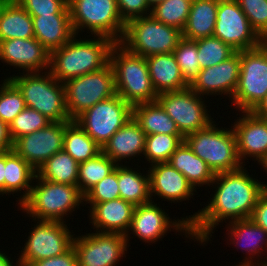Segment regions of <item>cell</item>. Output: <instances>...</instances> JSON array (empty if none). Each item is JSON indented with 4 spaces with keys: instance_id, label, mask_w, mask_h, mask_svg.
<instances>
[{
    "instance_id": "30bf717a",
    "label": "cell",
    "mask_w": 267,
    "mask_h": 266,
    "mask_svg": "<svg viewBox=\"0 0 267 266\" xmlns=\"http://www.w3.org/2000/svg\"><path fill=\"white\" fill-rule=\"evenodd\" d=\"M267 95V41L240 51V75L232 97L236 109L252 111Z\"/></svg>"
},
{
    "instance_id": "52a82bcc",
    "label": "cell",
    "mask_w": 267,
    "mask_h": 266,
    "mask_svg": "<svg viewBox=\"0 0 267 266\" xmlns=\"http://www.w3.org/2000/svg\"><path fill=\"white\" fill-rule=\"evenodd\" d=\"M181 39V30L148 15L127 21L119 43L131 53L148 57L172 53Z\"/></svg>"
},
{
    "instance_id": "ee69618b",
    "label": "cell",
    "mask_w": 267,
    "mask_h": 266,
    "mask_svg": "<svg viewBox=\"0 0 267 266\" xmlns=\"http://www.w3.org/2000/svg\"><path fill=\"white\" fill-rule=\"evenodd\" d=\"M30 16L70 14L68 0H16Z\"/></svg>"
},
{
    "instance_id": "b9f144b4",
    "label": "cell",
    "mask_w": 267,
    "mask_h": 266,
    "mask_svg": "<svg viewBox=\"0 0 267 266\" xmlns=\"http://www.w3.org/2000/svg\"><path fill=\"white\" fill-rule=\"evenodd\" d=\"M251 27L267 41V0H236Z\"/></svg>"
},
{
    "instance_id": "277c9868",
    "label": "cell",
    "mask_w": 267,
    "mask_h": 266,
    "mask_svg": "<svg viewBox=\"0 0 267 266\" xmlns=\"http://www.w3.org/2000/svg\"><path fill=\"white\" fill-rule=\"evenodd\" d=\"M34 180L37 185H32L29 196L19 206L35 221L66 222L63 218L84 204V195L77 186L54 183L37 174Z\"/></svg>"
},
{
    "instance_id": "d4e9b609",
    "label": "cell",
    "mask_w": 267,
    "mask_h": 266,
    "mask_svg": "<svg viewBox=\"0 0 267 266\" xmlns=\"http://www.w3.org/2000/svg\"><path fill=\"white\" fill-rule=\"evenodd\" d=\"M145 59L148 63L153 88L157 94L189 88L173 53L155 54Z\"/></svg>"
},
{
    "instance_id": "cb8c5ba5",
    "label": "cell",
    "mask_w": 267,
    "mask_h": 266,
    "mask_svg": "<svg viewBox=\"0 0 267 266\" xmlns=\"http://www.w3.org/2000/svg\"><path fill=\"white\" fill-rule=\"evenodd\" d=\"M34 38L50 53L61 48L74 36L70 14H50L31 16Z\"/></svg>"
},
{
    "instance_id": "d590c367",
    "label": "cell",
    "mask_w": 267,
    "mask_h": 266,
    "mask_svg": "<svg viewBox=\"0 0 267 266\" xmlns=\"http://www.w3.org/2000/svg\"><path fill=\"white\" fill-rule=\"evenodd\" d=\"M193 0H164L151 8L150 15L168 26L183 31Z\"/></svg>"
},
{
    "instance_id": "11a10c76",
    "label": "cell",
    "mask_w": 267,
    "mask_h": 266,
    "mask_svg": "<svg viewBox=\"0 0 267 266\" xmlns=\"http://www.w3.org/2000/svg\"><path fill=\"white\" fill-rule=\"evenodd\" d=\"M10 0H0V15L3 11L4 6L9 2Z\"/></svg>"
},
{
    "instance_id": "1f68e13d",
    "label": "cell",
    "mask_w": 267,
    "mask_h": 266,
    "mask_svg": "<svg viewBox=\"0 0 267 266\" xmlns=\"http://www.w3.org/2000/svg\"><path fill=\"white\" fill-rule=\"evenodd\" d=\"M139 170H133L129 166L118 165V188L120 198L133 204L134 206H139L141 204L148 203L152 201L150 195V184L148 173L142 175L143 173H138Z\"/></svg>"
},
{
    "instance_id": "e575fe53",
    "label": "cell",
    "mask_w": 267,
    "mask_h": 266,
    "mask_svg": "<svg viewBox=\"0 0 267 266\" xmlns=\"http://www.w3.org/2000/svg\"><path fill=\"white\" fill-rule=\"evenodd\" d=\"M117 164L103 152L79 164L77 187L85 195L95 184L112 173Z\"/></svg>"
},
{
    "instance_id": "83f0119b",
    "label": "cell",
    "mask_w": 267,
    "mask_h": 266,
    "mask_svg": "<svg viewBox=\"0 0 267 266\" xmlns=\"http://www.w3.org/2000/svg\"><path fill=\"white\" fill-rule=\"evenodd\" d=\"M37 171L12 149L5 151L4 194L20 191L19 205L29 196Z\"/></svg>"
},
{
    "instance_id": "6da1fadb",
    "label": "cell",
    "mask_w": 267,
    "mask_h": 266,
    "mask_svg": "<svg viewBox=\"0 0 267 266\" xmlns=\"http://www.w3.org/2000/svg\"><path fill=\"white\" fill-rule=\"evenodd\" d=\"M243 168L244 166L238 170L215 174L210 185L215 184L216 190L210 203L191 217L189 215L185 218L189 223L192 240L195 237L199 243L208 242L214 228L223 223V220L225 222L226 219H231L232 222L251 218L258 199L265 190L264 182L250 177L246 168Z\"/></svg>"
},
{
    "instance_id": "7a4b0ae2",
    "label": "cell",
    "mask_w": 267,
    "mask_h": 266,
    "mask_svg": "<svg viewBox=\"0 0 267 266\" xmlns=\"http://www.w3.org/2000/svg\"><path fill=\"white\" fill-rule=\"evenodd\" d=\"M75 35L61 48L50 53L51 75L61 83L104 68L110 62V52L116 43L104 36L76 39Z\"/></svg>"
},
{
    "instance_id": "ab89813d",
    "label": "cell",
    "mask_w": 267,
    "mask_h": 266,
    "mask_svg": "<svg viewBox=\"0 0 267 266\" xmlns=\"http://www.w3.org/2000/svg\"><path fill=\"white\" fill-rule=\"evenodd\" d=\"M0 87V118L9 126L26 107L19 89L8 79Z\"/></svg>"
},
{
    "instance_id": "5bb4252c",
    "label": "cell",
    "mask_w": 267,
    "mask_h": 266,
    "mask_svg": "<svg viewBox=\"0 0 267 266\" xmlns=\"http://www.w3.org/2000/svg\"><path fill=\"white\" fill-rule=\"evenodd\" d=\"M214 37L236 52L260 46L264 40L251 27L236 0H218Z\"/></svg>"
},
{
    "instance_id": "bcb514c9",
    "label": "cell",
    "mask_w": 267,
    "mask_h": 266,
    "mask_svg": "<svg viewBox=\"0 0 267 266\" xmlns=\"http://www.w3.org/2000/svg\"><path fill=\"white\" fill-rule=\"evenodd\" d=\"M30 266H78L77 253L72 246L62 255L38 260Z\"/></svg>"
},
{
    "instance_id": "7c38bea8",
    "label": "cell",
    "mask_w": 267,
    "mask_h": 266,
    "mask_svg": "<svg viewBox=\"0 0 267 266\" xmlns=\"http://www.w3.org/2000/svg\"><path fill=\"white\" fill-rule=\"evenodd\" d=\"M65 222L41 221L34 225L16 261L23 266L62 255L73 246L74 234Z\"/></svg>"
},
{
    "instance_id": "9a60e30c",
    "label": "cell",
    "mask_w": 267,
    "mask_h": 266,
    "mask_svg": "<svg viewBox=\"0 0 267 266\" xmlns=\"http://www.w3.org/2000/svg\"><path fill=\"white\" fill-rule=\"evenodd\" d=\"M78 266H116L127 251L126 235L97 232L74 237Z\"/></svg>"
},
{
    "instance_id": "f907efd6",
    "label": "cell",
    "mask_w": 267,
    "mask_h": 266,
    "mask_svg": "<svg viewBox=\"0 0 267 266\" xmlns=\"http://www.w3.org/2000/svg\"><path fill=\"white\" fill-rule=\"evenodd\" d=\"M5 151L0 152V195H4Z\"/></svg>"
},
{
    "instance_id": "f546056e",
    "label": "cell",
    "mask_w": 267,
    "mask_h": 266,
    "mask_svg": "<svg viewBox=\"0 0 267 266\" xmlns=\"http://www.w3.org/2000/svg\"><path fill=\"white\" fill-rule=\"evenodd\" d=\"M133 118L139 123L146 135L161 133L182 135L176 123L157 100L134 105Z\"/></svg>"
},
{
    "instance_id": "7402d4cb",
    "label": "cell",
    "mask_w": 267,
    "mask_h": 266,
    "mask_svg": "<svg viewBox=\"0 0 267 266\" xmlns=\"http://www.w3.org/2000/svg\"><path fill=\"white\" fill-rule=\"evenodd\" d=\"M89 218L97 232L122 233L126 235L127 244L135 206L118 198L102 203H90ZM100 228V229H99Z\"/></svg>"
},
{
    "instance_id": "4316f807",
    "label": "cell",
    "mask_w": 267,
    "mask_h": 266,
    "mask_svg": "<svg viewBox=\"0 0 267 266\" xmlns=\"http://www.w3.org/2000/svg\"><path fill=\"white\" fill-rule=\"evenodd\" d=\"M168 163L182 173L195 189L203 185L210 186L214 180L213 171L193 153L185 141L173 152Z\"/></svg>"
},
{
    "instance_id": "9c48e42d",
    "label": "cell",
    "mask_w": 267,
    "mask_h": 266,
    "mask_svg": "<svg viewBox=\"0 0 267 266\" xmlns=\"http://www.w3.org/2000/svg\"><path fill=\"white\" fill-rule=\"evenodd\" d=\"M64 87L66 109L71 120L100 101L117 94L110 62L97 71L67 80Z\"/></svg>"
},
{
    "instance_id": "8fae6325",
    "label": "cell",
    "mask_w": 267,
    "mask_h": 266,
    "mask_svg": "<svg viewBox=\"0 0 267 266\" xmlns=\"http://www.w3.org/2000/svg\"><path fill=\"white\" fill-rule=\"evenodd\" d=\"M132 117L133 107L116 94L85 110L74 121L103 148Z\"/></svg>"
},
{
    "instance_id": "74e56055",
    "label": "cell",
    "mask_w": 267,
    "mask_h": 266,
    "mask_svg": "<svg viewBox=\"0 0 267 266\" xmlns=\"http://www.w3.org/2000/svg\"><path fill=\"white\" fill-rule=\"evenodd\" d=\"M172 53L179 65L182 77L190 86L201 70L198 61L197 40L182 38Z\"/></svg>"
},
{
    "instance_id": "ac0fdd59",
    "label": "cell",
    "mask_w": 267,
    "mask_h": 266,
    "mask_svg": "<svg viewBox=\"0 0 267 266\" xmlns=\"http://www.w3.org/2000/svg\"><path fill=\"white\" fill-rule=\"evenodd\" d=\"M240 75V52L219 64L201 69L197 78L189 86L200 96L229 95L232 97L238 85Z\"/></svg>"
},
{
    "instance_id": "e0dca14e",
    "label": "cell",
    "mask_w": 267,
    "mask_h": 266,
    "mask_svg": "<svg viewBox=\"0 0 267 266\" xmlns=\"http://www.w3.org/2000/svg\"><path fill=\"white\" fill-rule=\"evenodd\" d=\"M181 219L171 220L168 214L157 206V203L150 201L135 206L129 232L131 230L134 236L149 244L160 240L168 230L171 231V228L178 232L183 230L185 237L188 238L190 237L189 223L184 217Z\"/></svg>"
},
{
    "instance_id": "f1b7e54d",
    "label": "cell",
    "mask_w": 267,
    "mask_h": 266,
    "mask_svg": "<svg viewBox=\"0 0 267 266\" xmlns=\"http://www.w3.org/2000/svg\"><path fill=\"white\" fill-rule=\"evenodd\" d=\"M218 0H193L182 38L197 40L213 36Z\"/></svg>"
},
{
    "instance_id": "484cf974",
    "label": "cell",
    "mask_w": 267,
    "mask_h": 266,
    "mask_svg": "<svg viewBox=\"0 0 267 266\" xmlns=\"http://www.w3.org/2000/svg\"><path fill=\"white\" fill-rule=\"evenodd\" d=\"M229 223V227H227L230 229L229 233L227 232V236L231 235L229 241L231 239V244L240 246L249 256V258L245 257L244 261L240 263L256 265L252 258L254 259L256 254H258L257 256H262L261 253L264 249V252L267 251V231L257 225L251 218L235 220Z\"/></svg>"
},
{
    "instance_id": "f35d334b",
    "label": "cell",
    "mask_w": 267,
    "mask_h": 266,
    "mask_svg": "<svg viewBox=\"0 0 267 266\" xmlns=\"http://www.w3.org/2000/svg\"><path fill=\"white\" fill-rule=\"evenodd\" d=\"M197 50L201 69L219 64L236 52L229 45L214 36L197 39Z\"/></svg>"
},
{
    "instance_id": "2e32d148",
    "label": "cell",
    "mask_w": 267,
    "mask_h": 266,
    "mask_svg": "<svg viewBox=\"0 0 267 266\" xmlns=\"http://www.w3.org/2000/svg\"><path fill=\"white\" fill-rule=\"evenodd\" d=\"M64 133L65 122H51L14 140L12 150L38 171L45 161L63 150Z\"/></svg>"
},
{
    "instance_id": "c3c4849f",
    "label": "cell",
    "mask_w": 267,
    "mask_h": 266,
    "mask_svg": "<svg viewBox=\"0 0 267 266\" xmlns=\"http://www.w3.org/2000/svg\"><path fill=\"white\" fill-rule=\"evenodd\" d=\"M13 141L9 134V126L0 118V152L12 149Z\"/></svg>"
},
{
    "instance_id": "816d5d0a",
    "label": "cell",
    "mask_w": 267,
    "mask_h": 266,
    "mask_svg": "<svg viewBox=\"0 0 267 266\" xmlns=\"http://www.w3.org/2000/svg\"><path fill=\"white\" fill-rule=\"evenodd\" d=\"M13 261L14 260L11 261V258L8 257V255L0 251V266H15L17 262L14 263Z\"/></svg>"
},
{
    "instance_id": "4fadbf2b",
    "label": "cell",
    "mask_w": 267,
    "mask_h": 266,
    "mask_svg": "<svg viewBox=\"0 0 267 266\" xmlns=\"http://www.w3.org/2000/svg\"><path fill=\"white\" fill-rule=\"evenodd\" d=\"M202 97L189 87L181 91L160 93L156 100L186 137L207 128L213 122Z\"/></svg>"
},
{
    "instance_id": "44dd1931",
    "label": "cell",
    "mask_w": 267,
    "mask_h": 266,
    "mask_svg": "<svg viewBox=\"0 0 267 266\" xmlns=\"http://www.w3.org/2000/svg\"><path fill=\"white\" fill-rule=\"evenodd\" d=\"M150 166L146 172L149 175L151 197L158 195V198H165L166 201L172 203V201L190 200L194 192H197L186 177L169 163H157Z\"/></svg>"
},
{
    "instance_id": "3957f363",
    "label": "cell",
    "mask_w": 267,
    "mask_h": 266,
    "mask_svg": "<svg viewBox=\"0 0 267 266\" xmlns=\"http://www.w3.org/2000/svg\"><path fill=\"white\" fill-rule=\"evenodd\" d=\"M110 64L115 76L116 93L132 107L156 101L158 94L153 88L145 57L128 51L116 42L110 52Z\"/></svg>"
},
{
    "instance_id": "4dcf8cb0",
    "label": "cell",
    "mask_w": 267,
    "mask_h": 266,
    "mask_svg": "<svg viewBox=\"0 0 267 266\" xmlns=\"http://www.w3.org/2000/svg\"><path fill=\"white\" fill-rule=\"evenodd\" d=\"M33 37L32 17L16 0H10L0 15V41Z\"/></svg>"
},
{
    "instance_id": "f5cc1de1",
    "label": "cell",
    "mask_w": 267,
    "mask_h": 266,
    "mask_svg": "<svg viewBox=\"0 0 267 266\" xmlns=\"http://www.w3.org/2000/svg\"><path fill=\"white\" fill-rule=\"evenodd\" d=\"M259 165H261L265 172L267 173V154H265L259 161H258ZM263 187L265 190H267V183L263 184Z\"/></svg>"
},
{
    "instance_id": "d6986e66",
    "label": "cell",
    "mask_w": 267,
    "mask_h": 266,
    "mask_svg": "<svg viewBox=\"0 0 267 266\" xmlns=\"http://www.w3.org/2000/svg\"><path fill=\"white\" fill-rule=\"evenodd\" d=\"M0 60L24 73L49 71L50 52L34 37L9 39L0 41Z\"/></svg>"
},
{
    "instance_id": "7bdbcfd3",
    "label": "cell",
    "mask_w": 267,
    "mask_h": 266,
    "mask_svg": "<svg viewBox=\"0 0 267 266\" xmlns=\"http://www.w3.org/2000/svg\"><path fill=\"white\" fill-rule=\"evenodd\" d=\"M120 198L118 188V165L115 170L95 184L85 195L84 202L102 203Z\"/></svg>"
},
{
    "instance_id": "5b68a950",
    "label": "cell",
    "mask_w": 267,
    "mask_h": 266,
    "mask_svg": "<svg viewBox=\"0 0 267 266\" xmlns=\"http://www.w3.org/2000/svg\"><path fill=\"white\" fill-rule=\"evenodd\" d=\"M21 74L8 79L22 93L26 107L37 110L51 122L72 121L66 109L64 83L56 80L49 71L44 75L43 72Z\"/></svg>"
},
{
    "instance_id": "836d02e7",
    "label": "cell",
    "mask_w": 267,
    "mask_h": 266,
    "mask_svg": "<svg viewBox=\"0 0 267 266\" xmlns=\"http://www.w3.org/2000/svg\"><path fill=\"white\" fill-rule=\"evenodd\" d=\"M78 170L79 163L66 151L61 150L45 161L38 169L37 175L54 183L77 186Z\"/></svg>"
},
{
    "instance_id": "60d3db41",
    "label": "cell",
    "mask_w": 267,
    "mask_h": 266,
    "mask_svg": "<svg viewBox=\"0 0 267 266\" xmlns=\"http://www.w3.org/2000/svg\"><path fill=\"white\" fill-rule=\"evenodd\" d=\"M51 121L30 107H25L9 125V134L14 141L46 127Z\"/></svg>"
},
{
    "instance_id": "ba28073f",
    "label": "cell",
    "mask_w": 267,
    "mask_h": 266,
    "mask_svg": "<svg viewBox=\"0 0 267 266\" xmlns=\"http://www.w3.org/2000/svg\"><path fill=\"white\" fill-rule=\"evenodd\" d=\"M68 8L75 35L87 29L91 35L114 42L122 39L126 22L119 13L117 0H68Z\"/></svg>"
},
{
    "instance_id": "f6af8a7d",
    "label": "cell",
    "mask_w": 267,
    "mask_h": 266,
    "mask_svg": "<svg viewBox=\"0 0 267 266\" xmlns=\"http://www.w3.org/2000/svg\"><path fill=\"white\" fill-rule=\"evenodd\" d=\"M122 19L127 22L136 17L150 15L151 7L146 0H117Z\"/></svg>"
},
{
    "instance_id": "681fc988",
    "label": "cell",
    "mask_w": 267,
    "mask_h": 266,
    "mask_svg": "<svg viewBox=\"0 0 267 266\" xmlns=\"http://www.w3.org/2000/svg\"><path fill=\"white\" fill-rule=\"evenodd\" d=\"M252 112L258 117L267 119V95L258 103Z\"/></svg>"
},
{
    "instance_id": "6f0895ef",
    "label": "cell",
    "mask_w": 267,
    "mask_h": 266,
    "mask_svg": "<svg viewBox=\"0 0 267 266\" xmlns=\"http://www.w3.org/2000/svg\"><path fill=\"white\" fill-rule=\"evenodd\" d=\"M235 266H258V265H255V264L254 265H249V264H240L239 263V265H235Z\"/></svg>"
},
{
    "instance_id": "d6a6232c",
    "label": "cell",
    "mask_w": 267,
    "mask_h": 266,
    "mask_svg": "<svg viewBox=\"0 0 267 266\" xmlns=\"http://www.w3.org/2000/svg\"><path fill=\"white\" fill-rule=\"evenodd\" d=\"M63 150L79 164L102 152V148L74 120L65 122Z\"/></svg>"
},
{
    "instance_id": "ffe728a7",
    "label": "cell",
    "mask_w": 267,
    "mask_h": 266,
    "mask_svg": "<svg viewBox=\"0 0 267 266\" xmlns=\"http://www.w3.org/2000/svg\"><path fill=\"white\" fill-rule=\"evenodd\" d=\"M233 125L236 136L237 154L243 164L246 156L259 161L267 154V119L256 116L252 111H242ZM243 160V161H242Z\"/></svg>"
},
{
    "instance_id": "db71d44e",
    "label": "cell",
    "mask_w": 267,
    "mask_h": 266,
    "mask_svg": "<svg viewBox=\"0 0 267 266\" xmlns=\"http://www.w3.org/2000/svg\"><path fill=\"white\" fill-rule=\"evenodd\" d=\"M146 1H147V4L152 8L154 5L164 0H146Z\"/></svg>"
},
{
    "instance_id": "7dc6e473",
    "label": "cell",
    "mask_w": 267,
    "mask_h": 266,
    "mask_svg": "<svg viewBox=\"0 0 267 266\" xmlns=\"http://www.w3.org/2000/svg\"><path fill=\"white\" fill-rule=\"evenodd\" d=\"M251 219L267 231V190H264L259 197Z\"/></svg>"
},
{
    "instance_id": "603a6c76",
    "label": "cell",
    "mask_w": 267,
    "mask_h": 266,
    "mask_svg": "<svg viewBox=\"0 0 267 266\" xmlns=\"http://www.w3.org/2000/svg\"><path fill=\"white\" fill-rule=\"evenodd\" d=\"M146 136L139 123L132 117L113 134L102 148V152L119 165L122 160L144 154Z\"/></svg>"
},
{
    "instance_id": "9f6ffc18",
    "label": "cell",
    "mask_w": 267,
    "mask_h": 266,
    "mask_svg": "<svg viewBox=\"0 0 267 266\" xmlns=\"http://www.w3.org/2000/svg\"><path fill=\"white\" fill-rule=\"evenodd\" d=\"M255 261H258V262H255L256 265H258V266H267L266 260H263V262H262V260H261V262H259V259L258 260H255Z\"/></svg>"
},
{
    "instance_id": "8992f818",
    "label": "cell",
    "mask_w": 267,
    "mask_h": 266,
    "mask_svg": "<svg viewBox=\"0 0 267 266\" xmlns=\"http://www.w3.org/2000/svg\"><path fill=\"white\" fill-rule=\"evenodd\" d=\"M215 122L205 129L187 135L184 141L195 155L207 163L214 174L238 170L245 166L237 154L233 128H218Z\"/></svg>"
},
{
    "instance_id": "8d00e7d4",
    "label": "cell",
    "mask_w": 267,
    "mask_h": 266,
    "mask_svg": "<svg viewBox=\"0 0 267 266\" xmlns=\"http://www.w3.org/2000/svg\"><path fill=\"white\" fill-rule=\"evenodd\" d=\"M183 135L151 134L146 136L144 156L150 165L168 163L173 152L184 141Z\"/></svg>"
}]
</instances>
